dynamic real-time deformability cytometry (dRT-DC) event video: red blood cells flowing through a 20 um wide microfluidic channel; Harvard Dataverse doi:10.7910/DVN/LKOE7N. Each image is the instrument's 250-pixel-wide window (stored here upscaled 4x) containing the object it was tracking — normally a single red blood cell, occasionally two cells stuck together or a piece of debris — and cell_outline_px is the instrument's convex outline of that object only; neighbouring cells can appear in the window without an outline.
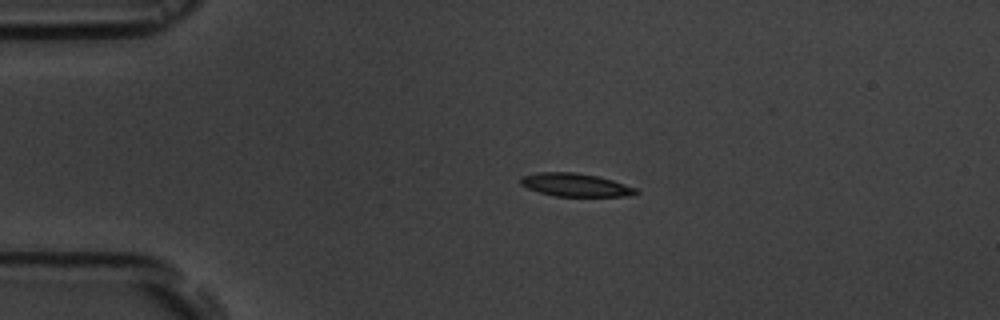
{"species": "common noctule bat (a hibernating species)", "species_latin": "Nyctalus noctula", "temperature_condition": "room temperature", "stored_images_in_passage": 2, "camera_frame_rate_fps": 3000, "um_per_image_px": 0.085, "animal": {"sex": "male", "body_mass_g": 19.5, "forearm_length_mm": 54.6}, "frame": {"image": 1, "passage_image": 1, "time_ms": 0.0, "image_size_px": [1000, 320], "cell_outline_px": [[640, 192], [624, 196], [556, 196], [540, 192], [528, 188], [520, 184], [520, 176], [540, 172], [576, 172], [600, 176], [636, 188]], "centroid_in_image_um": [48.89, 15.7], "position_along_channel_um": 36.1, "area_um2": 15.49}}